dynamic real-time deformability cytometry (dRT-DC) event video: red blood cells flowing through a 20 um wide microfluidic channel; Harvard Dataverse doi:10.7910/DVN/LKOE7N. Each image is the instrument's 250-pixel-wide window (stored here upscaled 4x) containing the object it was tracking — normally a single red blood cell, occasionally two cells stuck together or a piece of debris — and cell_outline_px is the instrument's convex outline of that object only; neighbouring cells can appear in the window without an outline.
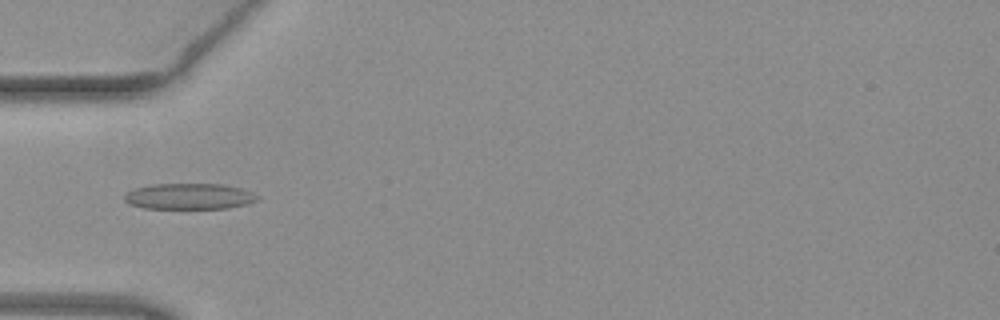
{"species": "common noctule bat (a hibernating species)", "species_latin": "Nyctalus noctula", "temperature_condition": "warm", "stored_images_in_passage": 50, "camera_frame_rate_fps": 3000, "um_per_image_px": 0.085, "animal": {"sex": "female", "body_mass_g": 19.3, "forearm_length_mm": 54.1}, "frame": {"image": 1, "passage_image": 16, "time_ms": 5.0, "image_size_px": [1000, 320], "cell_outline_px": [[260, 196], [256, 200], [248, 204], [228, 208], [144, 208], [128, 204], [124, 200], [124, 196], [128, 192], [136, 188], [152, 184], [224, 184], [240, 188], [252, 192]], "centroid_in_image_um": [16.1, 16.69], "position_along_channel_um": 68.9, "area_um2": 20.06}}
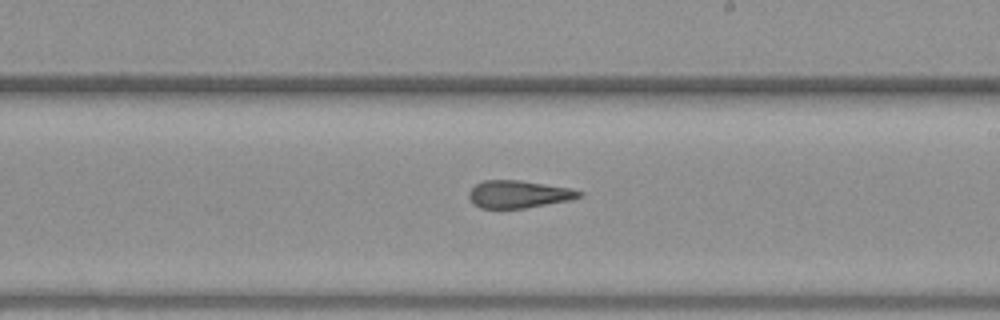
{"frame": {"image": 2, "passage_image": 29, "time_ms": 9.333, "image_size_px": [1000, 320], "cell_outline_px": [[584, 196], [568, 200], [524, 208], [480, 208], [472, 204], [468, 196], [468, 192], [476, 184], [484, 180], [520, 180], [572, 188], [584, 192]], "centroid_in_image_um": [44.08, 16.5], "position_along_channel_um": 244.9, "area_um2": 17.74}}
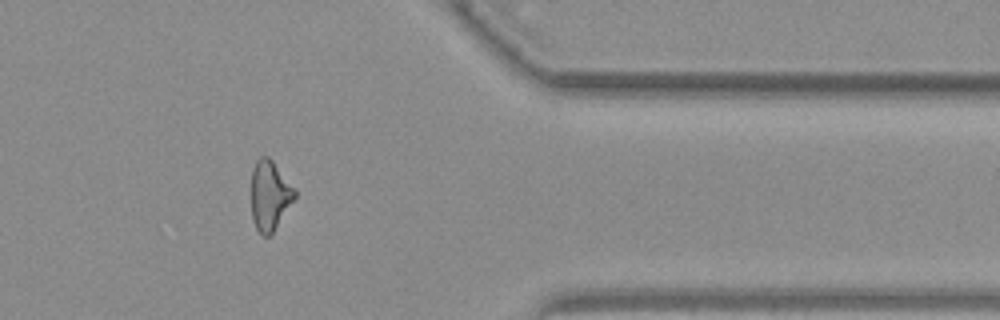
{"frame": {"image": 3, "passage_image": 41, "time_ms": 13.333, "image_size_px": [1000, 320], "cell_outline_px": [[296, 196], [272, 232], [268, 236], [264, 236], [256, 228], [252, 220], [252, 168], [256, 160], [260, 156], [268, 156], [272, 160], [296, 192]], "centroid_in_image_um": [22.89, 16.59], "position_along_channel_um": 388.5, "area_um2": 17.17}, "authors_computed_cell_mechanics": {"area_um2": 18.2648, "velocity_mm_per_s": 4.0537, "shape_relaxation_time_tau1_ms": null, "shape_relaxation_time_tau2_ms": 3.1698, "deformation_change_tau1": null, "deformation_change_tau2": 0.1447}}